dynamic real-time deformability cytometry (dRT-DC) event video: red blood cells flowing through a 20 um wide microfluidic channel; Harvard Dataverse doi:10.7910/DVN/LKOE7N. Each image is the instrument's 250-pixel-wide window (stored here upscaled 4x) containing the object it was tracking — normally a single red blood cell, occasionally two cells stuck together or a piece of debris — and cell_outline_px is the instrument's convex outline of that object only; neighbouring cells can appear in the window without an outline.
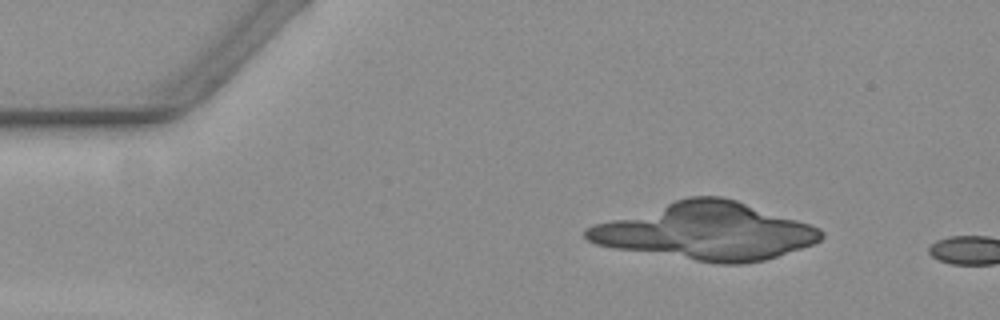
{"species": "common noctule bat (a hibernating species)", "species_latin": "Nyctalus noctula", "temperature_condition": "warm", "stored_images_in_passage": 2, "camera_frame_rate_fps": 3000, "um_per_image_px": 0.085, "animal": {"sex": "female", "body_mass_g": 19.3, "forearm_length_mm": 54.1}, "frame": {"image": 1, "passage_image": 1, "time_ms": 0.0, "image_size_px": [1000, 320], "cell_outline_px": [[112, 264], [104, 268], [64, 268], [24, 264], [16, 260], [16, 256], [32, 252], [104, 248], [112, 260]], "centroid_in_image_um": [5.81, 21.99], "position_along_channel_um": 79.2, "area_um2": 10.75}}